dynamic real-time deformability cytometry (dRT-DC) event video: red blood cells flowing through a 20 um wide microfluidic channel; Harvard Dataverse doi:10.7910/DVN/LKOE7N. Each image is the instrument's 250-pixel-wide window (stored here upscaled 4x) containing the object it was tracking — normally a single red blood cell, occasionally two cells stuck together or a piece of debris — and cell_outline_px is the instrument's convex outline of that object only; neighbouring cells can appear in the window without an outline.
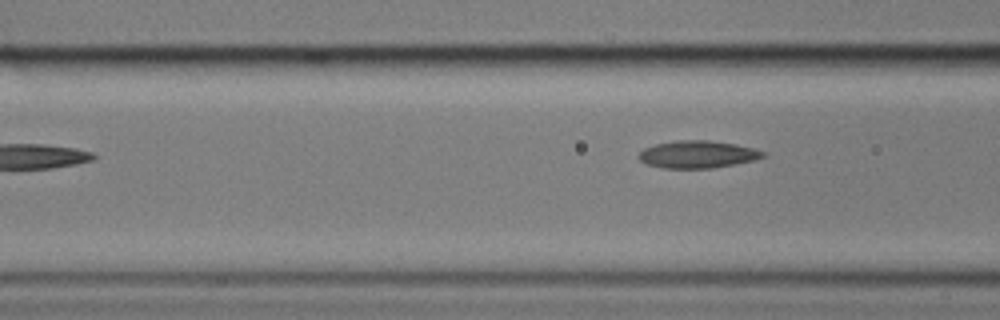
{"species": "common noctule bat (a hibernating species)", "species_latin": "Nyctalus noctula", "temperature_condition": "cold", "stored_images_in_passage": 5, "camera_frame_rate_fps": 3000, "um_per_image_px": 0.085, "animal": {"sex": "male", "body_mass_g": 17.9}, "frame": {"image": 1, "passage_image": 5, "time_ms": 1.333, "image_size_px": [1000, 320], "cell_outline_px": [[768, 156], [756, 160], [736, 164], [712, 168], [664, 168], [648, 164], [640, 160], [636, 156], [644, 148], [656, 144], [676, 140], [708, 140], [736, 144], [752, 148], [764, 152]], "centroid_in_image_um": [59.32, 13.12], "position_along_channel_um": 107.3, "area_um2": 19.88}}